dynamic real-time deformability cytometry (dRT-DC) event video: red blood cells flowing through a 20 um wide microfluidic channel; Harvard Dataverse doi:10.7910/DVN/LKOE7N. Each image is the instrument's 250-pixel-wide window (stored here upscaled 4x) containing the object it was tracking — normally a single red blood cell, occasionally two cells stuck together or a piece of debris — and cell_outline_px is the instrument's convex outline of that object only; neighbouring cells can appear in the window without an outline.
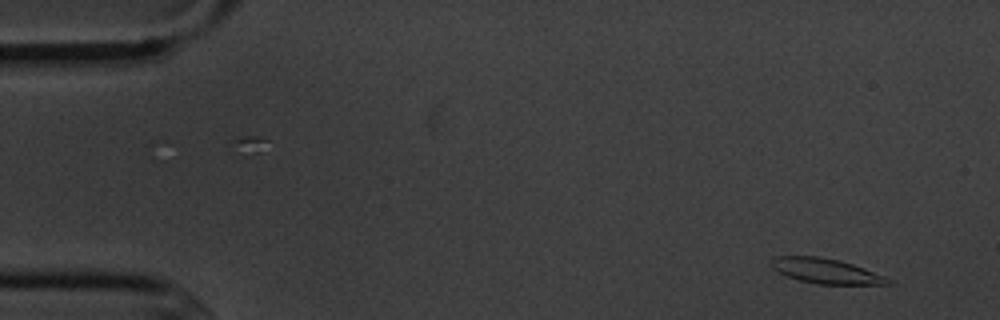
{"species": "common noctule bat (a hibernating species)", "species_latin": "Nyctalus noctula", "temperature_condition": "cold", "stored_images_in_passage": 12, "camera_frame_rate_fps": 3000, "um_per_image_px": 0.085, "animal": {"sex": "male", "body_mass_g": 20.1, "forearm_length_mm": 53.5}, "frame": {"image": 1, "passage_image": 1, "time_ms": 0.0, "image_size_px": [1000, 320], "cell_outline_px": [[896, 284], [816, 284], [800, 280], [776, 272], [768, 264], [776, 256], [820, 256], [840, 260], [864, 268], [884, 276], [892, 280]], "centroid_in_image_um": [70.18, 23.03], "position_along_channel_um": 14.8, "area_um2": 17.11}}
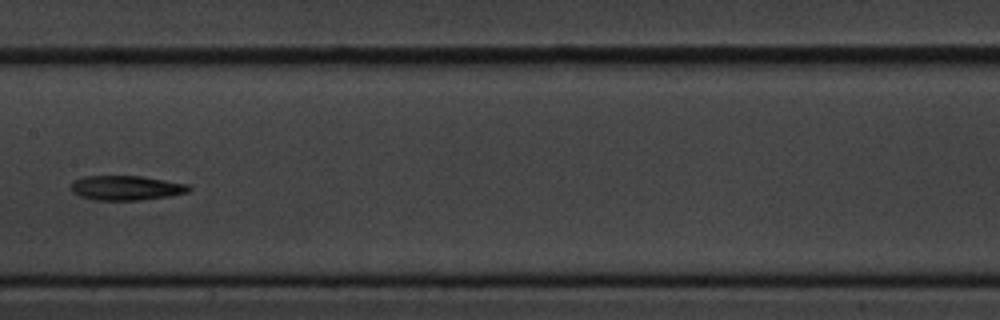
{"frame": {"image": 2, "passage_image": 7, "time_ms": 8.0, "image_size_px": [1000, 320], "cell_outline_px": [[192, 188], [188, 192], [168, 196], [140, 200], [92, 200], [80, 196], [72, 192], [72, 180], [84, 176], [140, 176], [188, 184]], "centroid_in_image_um": [10.7, 15.97], "position_along_channel_um": 196.7, "area_um2": 16.88}}
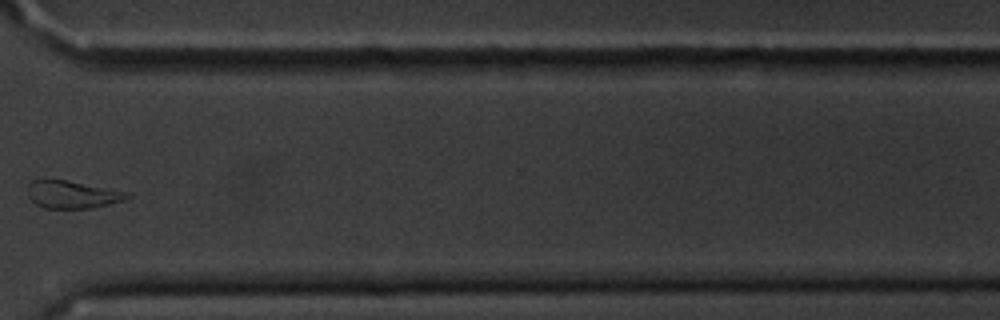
{"frame": {"image": 3, "passage_image": 11, "time_ms": 12.667, "image_size_px": [1000, 320], "cell_outline_px": [[132, 196], [124, 200], [92, 208], [44, 208], [36, 204], [28, 196], [28, 184], [32, 180], [68, 180], [132, 192]], "centroid_in_image_um": [6.2, 16.53], "position_along_channel_um": 364.4, "area_um2": 16.13}, "authors_computed_cell_mechanics": {"area_um2": 17.051, "velocity_mm_per_s": 3.5916, "shape_relaxation_time_tau1_ms": 2.6327, "shape_relaxation_time_tau2_ms": null, "deformation_change_tau1": 0.1227, "deformation_change_tau2": null}}